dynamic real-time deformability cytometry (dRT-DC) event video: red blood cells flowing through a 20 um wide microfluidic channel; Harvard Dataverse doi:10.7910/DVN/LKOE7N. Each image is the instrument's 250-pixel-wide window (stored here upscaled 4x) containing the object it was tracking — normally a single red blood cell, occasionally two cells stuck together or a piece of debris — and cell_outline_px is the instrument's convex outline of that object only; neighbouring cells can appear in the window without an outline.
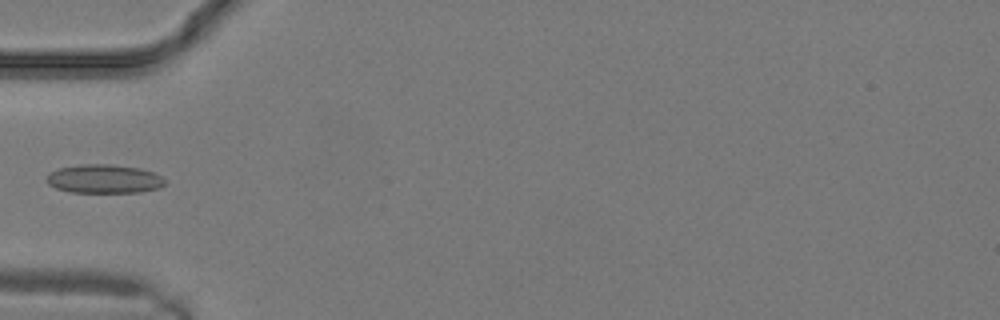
{"species": "common noctule bat (a hibernating species)", "species_latin": "Nyctalus noctula", "temperature_condition": "warm", "stored_images_in_passage": 15, "camera_frame_rate_fps": 3000, "um_per_image_px": 0.085, "animal": {"sex": "male", "body_mass_g": 19.2, "forearm_length_mm": 51.8}, "frame": {"image": 1, "passage_image": 5, "time_ms": 1.333, "image_size_px": [1000, 320], "cell_outline_px": [[164, 184], [156, 188], [132, 192], [76, 192], [60, 188], [52, 184], [48, 180], [48, 176], [52, 172], [64, 168], [132, 168], [148, 172], [156, 176]], "centroid_in_image_um": [8.84, 15.29], "position_along_channel_um": 76.2, "area_um2": 16.94}}
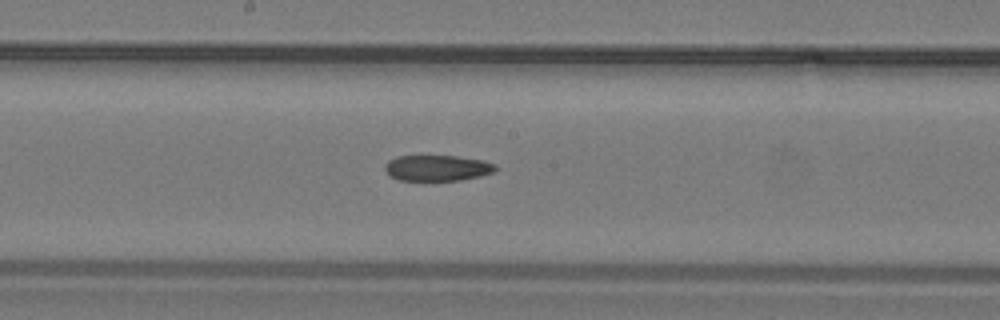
{"frame": {"image": 2, "passage_image": 10, "time_ms": 3.0, "image_size_px": [1000, 320], "cell_outline_px": [[496, 168], [492, 172], [476, 176], [456, 180], [404, 180], [392, 176], [388, 172], [388, 164], [392, 160], [400, 156], [452, 156], [480, 160], [492, 164]], "centroid_in_image_um": [37.18, 14.27], "position_along_channel_um": 211.0, "area_um2": 15.61}}
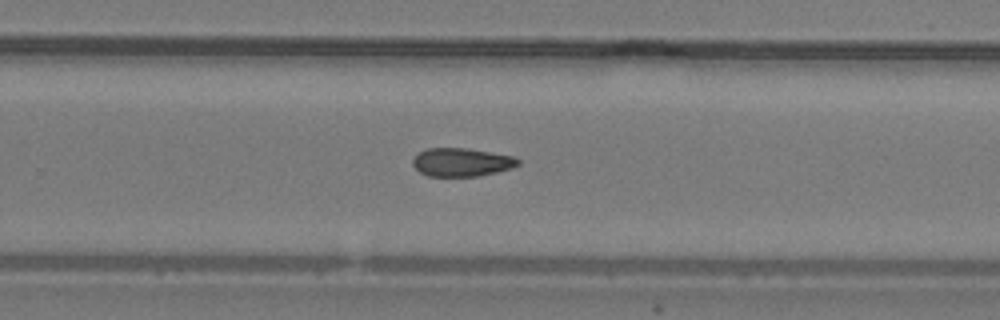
{"frame": {"image": 3, "passage_image": 13, "time_ms": 4.0, "image_size_px": [1000, 320], "cell_outline_px": [[520, 164], [508, 168], [492, 172], [472, 176], [432, 176], [420, 172], [416, 168], [416, 156], [420, 152], [428, 148], [460, 148], [512, 156], [520, 160]], "centroid_in_image_um": [39.23, 13.78], "position_along_channel_um": 290.6, "area_um2": 16.47}}